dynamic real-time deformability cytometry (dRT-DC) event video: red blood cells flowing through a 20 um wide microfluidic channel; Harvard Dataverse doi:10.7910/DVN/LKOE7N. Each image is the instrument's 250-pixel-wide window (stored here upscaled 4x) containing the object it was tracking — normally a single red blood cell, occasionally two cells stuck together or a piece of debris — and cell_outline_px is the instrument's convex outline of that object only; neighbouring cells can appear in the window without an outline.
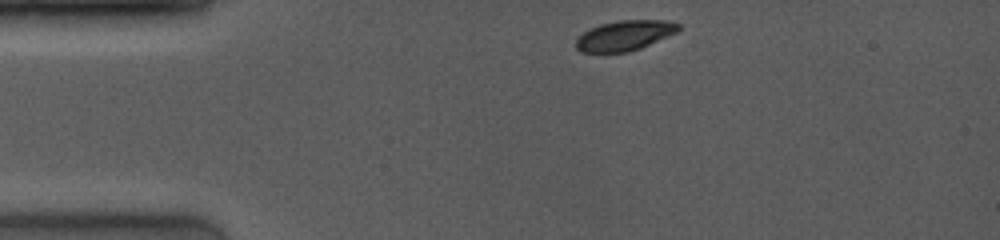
{"species": "common noctule bat (a hibernating species)", "species_latin": "Nyctalus noctula", "temperature_condition": "room temperature", "stored_images_in_passage": 42, "camera_frame_rate_fps": 4000, "um_per_image_px": 0.085, "animal": {"sex": "female", "body_mass_g": 19.0, "forearm_length_mm": 53.3}, "frame": {"image": 1, "passage_image": 1, "time_ms": 0.0, "image_size_px": [1000, 240], "cell_outline_px": [[680, 28], [676, 32], [640, 48], [628, 52], [580, 52], [576, 48], [576, 40], [588, 28], [600, 24], [616, 20], [668, 20], [680, 24]], "centroid_in_image_um": [53.07, 3.0], "position_along_channel_um": 31.9, "area_um2": 17.92}}
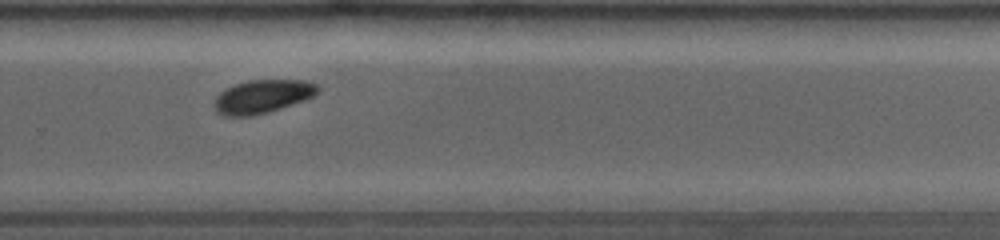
{"frame": {"image": 2, "passage_image": 33, "time_ms": 8.0, "image_size_px": [1000, 240], "cell_outline_px": [[320, 88], [312, 96], [304, 100], [268, 112], [252, 116], [224, 116], [216, 112], [212, 108], [212, 104], [216, 96], [220, 92], [236, 84], [248, 80], [308, 80], [320, 84]], "centroid_in_image_um": [22.28, 8.2], "position_along_channel_um": 307.5, "area_um2": 20.29}}
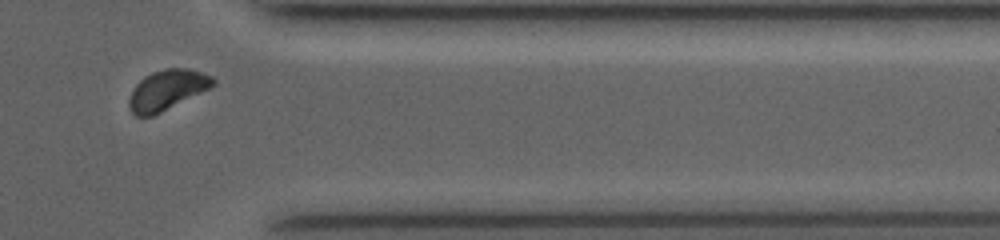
{"frame": {"image": 3, "passage_image": 39, "time_ms": 10.25, "image_size_px": [1000, 240], "cell_outline_px": [[216, 84], [152, 116], [136, 116], [128, 108], [128, 96], [132, 88], [144, 76], [152, 72], [168, 68], [188, 68], [212, 76], [216, 80]], "centroid_in_image_um": [14.14, 7.63], "position_along_channel_um": 397.3, "area_um2": 19.42}, "authors_computed_cell_mechanics": {"area_um2": 20.1722, "velocity_mm_per_s": 4.042, "shape_relaxation_time_tau1_ms": 3.0464, "shape_relaxation_time_tau2_ms": null, "deformation_change_tau1": 0.1129, "deformation_change_tau2": null}}